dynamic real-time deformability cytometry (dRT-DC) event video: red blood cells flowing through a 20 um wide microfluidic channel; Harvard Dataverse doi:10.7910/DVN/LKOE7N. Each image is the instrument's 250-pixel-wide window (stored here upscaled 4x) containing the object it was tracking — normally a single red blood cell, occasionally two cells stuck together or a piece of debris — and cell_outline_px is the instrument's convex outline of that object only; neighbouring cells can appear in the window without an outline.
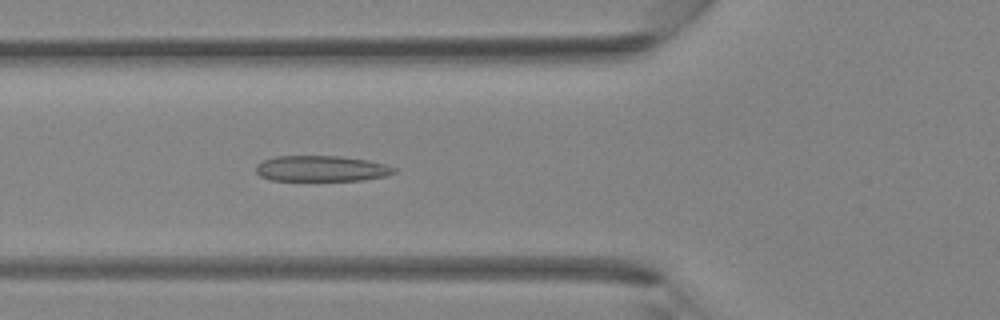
{"species": "Egyptian fruit bat (a non-hibernating species)", "species_latin": "Rousettus aegyptiacus", "temperature_condition": "room temperature", "stored_images_in_passage": 40, "camera_frame_rate_fps": 3000, "um_per_image_px": 0.085, "animal": {"sex": "female"}, "frame": {"image": 1, "passage_image": 15, "time_ms": 4.667, "image_size_px": [1000, 320], "cell_outline_px": [[396, 172], [384, 176], [360, 180], [268, 180], [260, 176], [256, 172], [256, 164], [264, 160], [276, 156], [340, 156], [368, 160], [388, 164], [396, 168]], "centroid_in_image_um": [27.32, 14.32], "position_along_channel_um": 98.5, "area_um2": 20.75}}
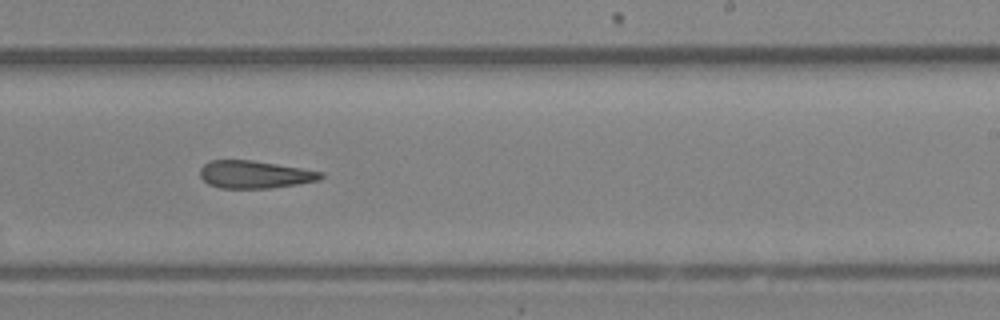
{"frame": {"image": 2, "passage_image": 25, "time_ms": 8.0, "image_size_px": [1000, 320], "cell_outline_px": [[324, 176], [320, 180], [296, 184], [268, 188], [220, 188], [208, 184], [200, 176], [200, 168], [208, 160], [252, 160], [324, 172]], "centroid_in_image_um": [21.63, 14.83], "position_along_channel_um": 267.4, "area_um2": 19.36}}
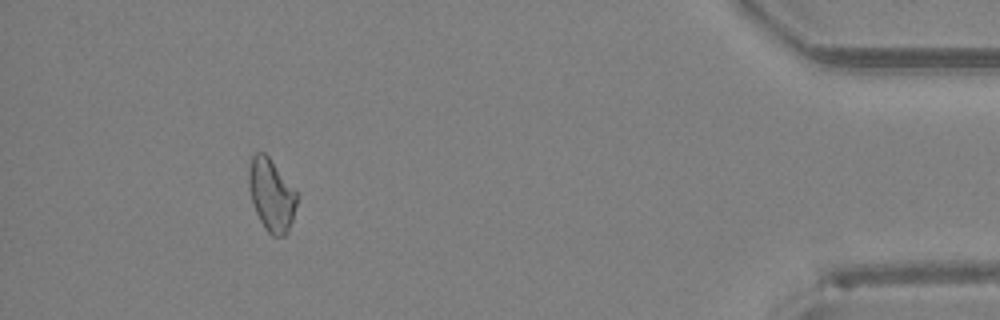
{"frame": {"image": 3, "passage_image": 37, "time_ms": 12.0, "image_size_px": [1000, 320], "cell_outline_px": [[300, 196], [288, 232], [284, 236], [272, 236], [264, 228], [256, 212], [252, 200], [248, 184], [248, 168], [252, 156], [256, 152], [264, 152], [268, 156]], "centroid_in_image_um": [23.08, 16.58], "position_along_channel_um": 412.1, "area_um2": 20.35}}